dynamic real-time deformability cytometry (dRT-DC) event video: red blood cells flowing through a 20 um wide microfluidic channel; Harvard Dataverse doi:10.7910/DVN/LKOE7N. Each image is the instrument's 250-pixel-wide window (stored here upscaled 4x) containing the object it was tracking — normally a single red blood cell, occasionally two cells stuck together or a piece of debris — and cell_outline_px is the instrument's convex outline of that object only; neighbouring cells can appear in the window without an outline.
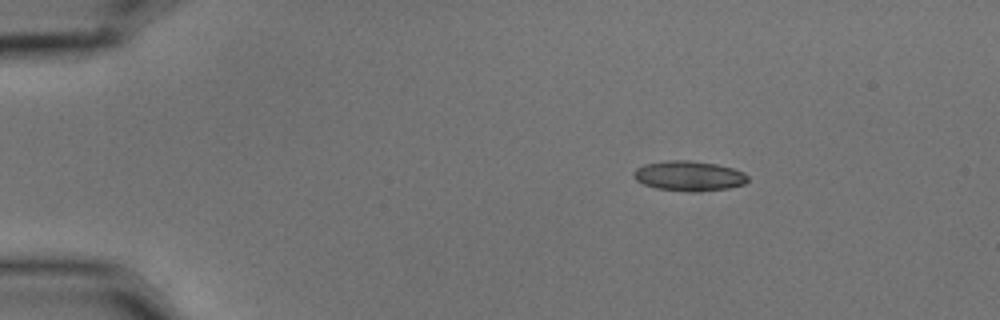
{"species": "common noctule bat (a hibernating species)", "species_latin": "Nyctalus noctula", "temperature_condition": "cold", "stored_images_in_passage": 4, "camera_frame_rate_fps": 3000, "um_per_image_px": 0.085, "animal": {"sex": "male", "body_mass_g": 15.6}, "frame": {"image": 1, "passage_image": 1, "time_ms": 0.0, "image_size_px": [1000, 320], "cell_outline_px": [[748, 180], [744, 184], [728, 188], [700, 192], [688, 192], [656, 188], [644, 184], [636, 180], [632, 176], [632, 172], [636, 168], [644, 164], [668, 160], [688, 160], [716, 164], [732, 168], [744, 172], [748, 176]], "centroid_in_image_um": [58.54, 14.96], "position_along_channel_um": 26.5, "area_um2": 20.11}}